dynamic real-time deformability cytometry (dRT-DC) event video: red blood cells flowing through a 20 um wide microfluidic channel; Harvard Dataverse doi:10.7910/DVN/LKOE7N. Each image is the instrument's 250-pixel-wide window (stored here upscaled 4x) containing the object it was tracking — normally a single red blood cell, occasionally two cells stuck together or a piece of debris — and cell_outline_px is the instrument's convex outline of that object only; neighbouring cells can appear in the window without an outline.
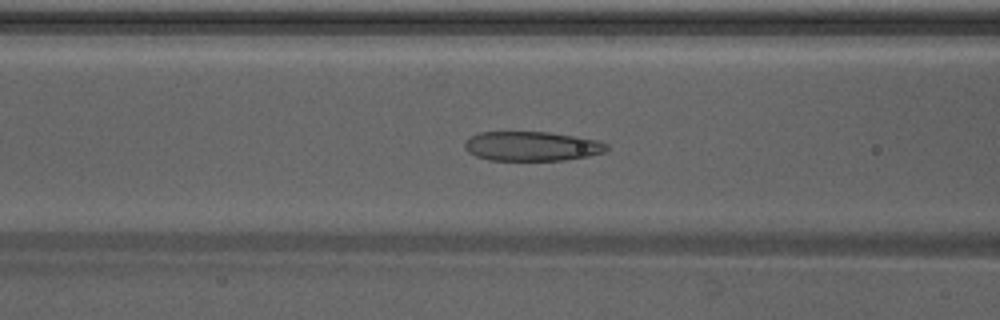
{"species": "Egyptian fruit bat (a non-hibernating species)", "species_latin": "Rousettus aegyptiacus", "temperature_condition": "warm", "stored_images_in_passage": 47, "camera_frame_rate_fps": 3000, "um_per_image_px": 0.085, "animal": {"sex": "male"}, "frame": {"image": 1, "passage_image": 19, "time_ms": 6.0, "image_size_px": [1000, 320], "cell_outline_px": [[608, 148], [604, 152], [588, 156], [564, 160], [488, 160], [476, 156], [468, 152], [464, 148], [464, 144], [472, 136], [480, 132], [548, 132], [600, 140], [608, 144]], "centroid_in_image_um": [45.22, 12.43], "position_along_channel_um": 121.4, "area_um2": 24.33}}
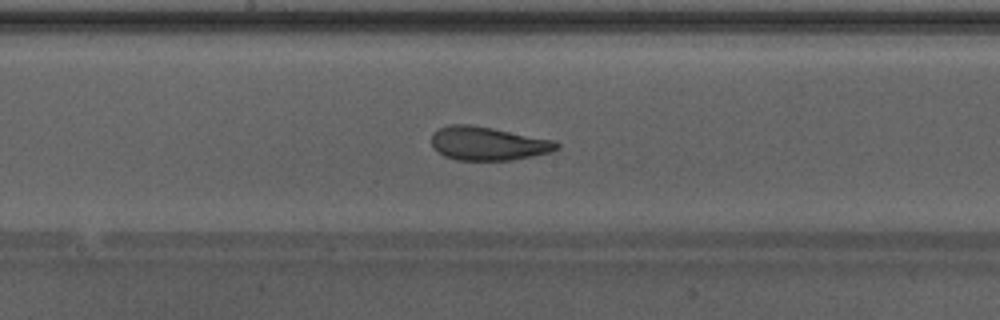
{"frame": {"image": 2, "passage_image": 25, "time_ms": 8.0, "image_size_px": [1000, 320], "cell_outline_px": [[560, 148], [552, 152], [512, 160], [456, 160], [444, 156], [436, 152], [432, 148], [432, 132], [448, 124], [472, 124], [556, 140], [560, 144]], "centroid_in_image_um": [41.48, 12.19], "position_along_channel_um": 206.7, "area_um2": 24.91}}
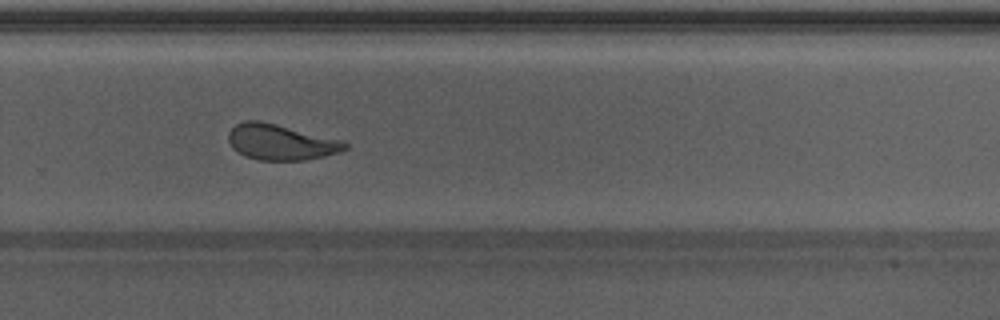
{"frame": {"image": 3, "passage_image": 32, "time_ms": 10.333, "image_size_px": [1000, 320], "cell_outline_px": [[348, 148], [340, 152], [324, 156], [304, 160], [260, 160], [244, 156], [232, 148], [228, 140], [228, 132], [236, 124], [244, 120], [260, 120], [344, 140], [348, 144]], "centroid_in_image_um": [23.87, 12.07], "position_along_channel_um": 305.9, "area_um2": 24.45}, "authors_computed_cell_mechanics": {"area_um2": 25.721, "velocity_mm_per_s": 4.272, "shape_relaxation_time_tau1_ms": 9.5001, "shape_relaxation_time_tau2_ms": 1.0925, "deformation_change_tau1": 0.2617, "deformation_change_tau2": 0.0881}}